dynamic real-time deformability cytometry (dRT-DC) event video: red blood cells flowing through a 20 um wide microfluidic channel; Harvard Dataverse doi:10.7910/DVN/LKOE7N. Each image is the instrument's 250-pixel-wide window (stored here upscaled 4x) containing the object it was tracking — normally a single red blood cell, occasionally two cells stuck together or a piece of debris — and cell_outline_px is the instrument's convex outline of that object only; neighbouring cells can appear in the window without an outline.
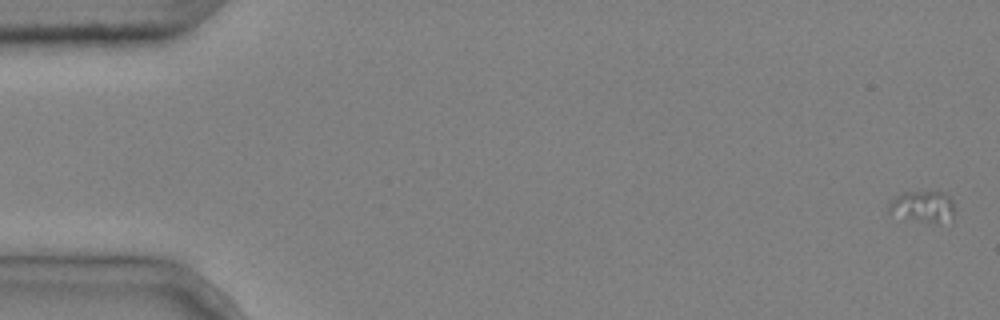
{"species": "common noctule bat (a hibernating species)", "species_latin": "Nyctalus noctula", "temperature_condition": "cold", "stored_images_in_passage": 5, "camera_frame_rate_fps": 3000, "um_per_image_px": 0.085, "animal": {"sex": "male", "body_mass_g": 20.4}, "frame": {"image": 1, "passage_image": 5, "time_ms": 1.333, "image_size_px": [1000, 320], "cell_outline_px": [[956, 212], [952, 216], [936, 220], [920, 220], [888, 212], [888, 204], [896, 196], [904, 192], [944, 192], [952, 200]], "centroid_in_image_um": [78.43, 17.48], "position_along_channel_um": 6.6, "area_um2": 11.21}}